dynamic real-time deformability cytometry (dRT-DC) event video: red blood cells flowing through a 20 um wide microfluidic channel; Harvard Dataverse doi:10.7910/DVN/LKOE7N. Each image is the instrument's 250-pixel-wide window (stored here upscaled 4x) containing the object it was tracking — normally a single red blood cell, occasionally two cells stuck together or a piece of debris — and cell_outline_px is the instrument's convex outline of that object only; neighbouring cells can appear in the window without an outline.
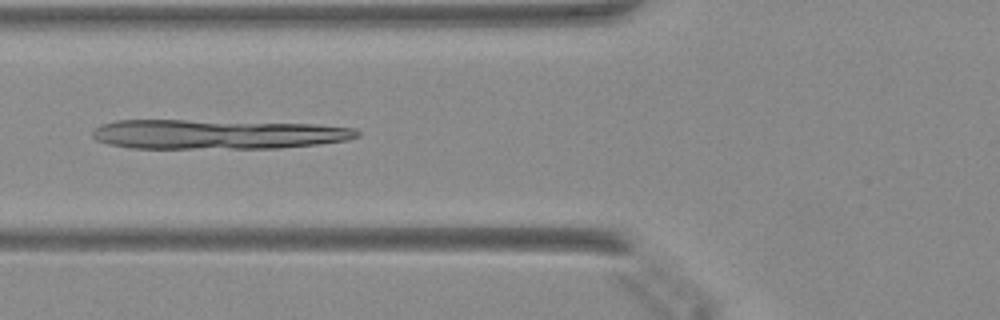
{"species": "Egyptian fruit bat (a non-hibernating species)", "species_latin": "Rousettus aegyptiacus", "temperature_condition": "warm", "stored_images_in_passage": 43, "camera_frame_rate_fps": 3000, "um_per_image_px": 0.085, "animal": {"sex": "female"}, "frame": {"image": 1, "passage_image": 14, "time_ms": 4.333, "image_size_px": [1000, 320], "cell_outline_px": [[360, 136], [348, 140], [316, 144], [280, 148], [132, 148], [108, 144], [96, 140], [92, 136], [92, 132], [96, 128], [104, 124], [116, 120], [184, 120], [316, 124], [356, 128], [360, 132]], "centroid_in_image_um": [18.5, 11.41], "position_along_channel_um": 107.3, "area_um2": 45.55}}
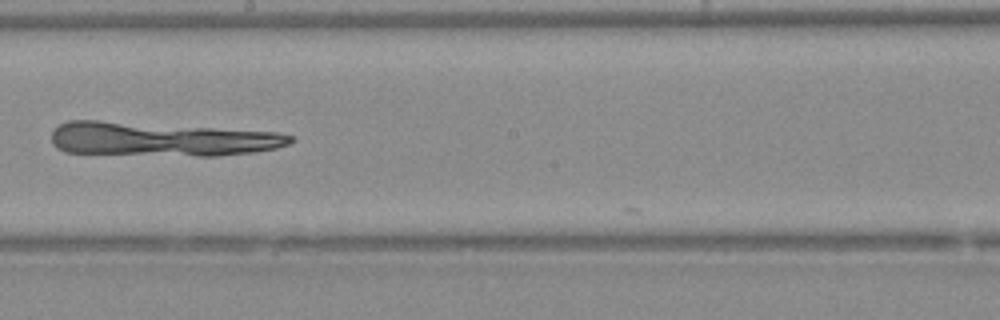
{"frame": {"image": 2, "passage_image": 23, "time_ms": 7.333, "image_size_px": [1000, 320], "cell_outline_px": [[296, 140], [288, 144], [276, 148], [256, 152], [216, 156], [196, 156], [64, 152], [56, 148], [52, 144], [52, 128], [68, 120], [100, 120], [276, 132], [292, 136]], "centroid_in_image_um": [13.67, 11.82], "position_along_channel_um": 234.5, "area_um2": 47.57}}
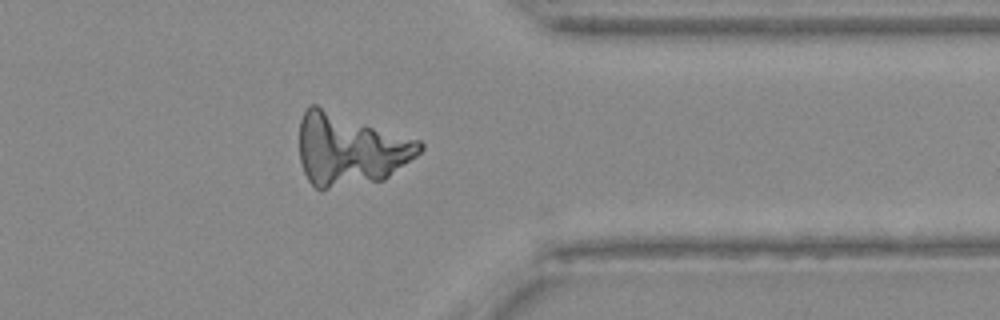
{"frame": {"image": 3, "passage_image": 34, "time_ms": 11.0, "image_size_px": [1000, 320], "cell_outline_px": [[424, 148], [416, 156], [384, 180], [320, 192], [308, 180], [304, 172], [300, 160], [300, 120], [308, 104], [316, 104], [420, 140], [424, 144]], "centroid_in_image_um": [29.75, 12.71], "position_along_channel_um": 381.7, "area_um2": 51.38}}